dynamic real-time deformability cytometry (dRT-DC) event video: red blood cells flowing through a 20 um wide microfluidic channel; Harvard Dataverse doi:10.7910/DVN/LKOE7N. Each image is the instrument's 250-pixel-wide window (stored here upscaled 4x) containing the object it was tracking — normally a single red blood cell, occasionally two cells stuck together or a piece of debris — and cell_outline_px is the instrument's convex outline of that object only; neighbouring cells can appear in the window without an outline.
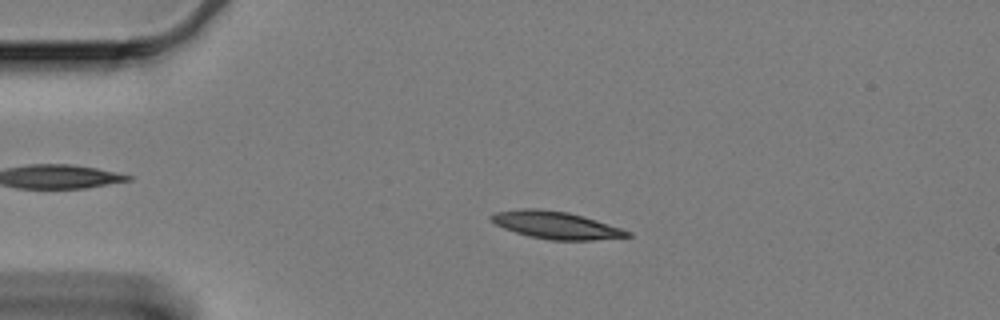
{"species": "Egyptian fruit bat (a non-hibernating species)", "species_latin": "Rousettus aegyptiacus", "temperature_condition": "cold", "stored_images_in_passage": 11, "camera_frame_rate_fps": 3000, "um_per_image_px": 0.085, "animal": {"sex": "female"}, "frame": {"image": 1, "passage_image": 7, "time_ms": 2.0, "image_size_px": [1000, 320], "cell_outline_px": [[632, 236], [592, 240], [548, 240], [528, 236], [504, 228], [496, 224], [488, 216], [496, 212], [520, 208], [536, 208], [568, 212], [596, 220], [632, 232]], "centroid_in_image_um": [47.24, 19.13], "position_along_channel_um": 37.8, "area_um2": 21.62}}